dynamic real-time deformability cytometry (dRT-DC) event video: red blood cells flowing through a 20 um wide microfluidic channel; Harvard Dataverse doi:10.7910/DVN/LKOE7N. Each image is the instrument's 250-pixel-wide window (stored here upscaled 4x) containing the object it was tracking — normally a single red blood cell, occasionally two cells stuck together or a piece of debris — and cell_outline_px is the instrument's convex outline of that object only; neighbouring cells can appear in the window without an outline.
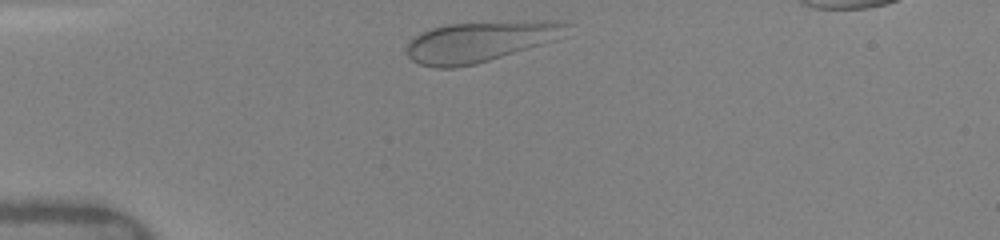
{"species": "human", "species_latin": "Homo sapiens", "temperature_condition": "warm", "stored_images_in_passage": 46, "camera_frame_rate_fps": 3000, "um_per_image_px": 0.085, "donor": {"sex": "female"}, "frame": {"image": 1, "passage_image": 3, "time_ms": 0.333, "image_size_px": [1000, 240], "cell_outline_px": [[572, 24], [556, 40], [476, 64], [456, 68], [436, 68], [420, 64], [412, 60], [408, 56], [408, 44], [420, 32], [432, 28], [448, 24], [532, 20], [564, 20]], "centroid_in_image_um": [40.85, 3.52], "position_along_channel_um": 44.1, "area_um2": 37.86}}
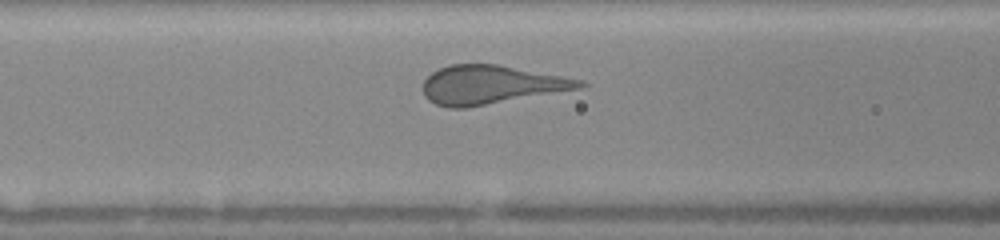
{"frame": {"image": 2, "passage_image": 13, "time_ms": 3.0, "image_size_px": [1000, 240], "cell_outline_px": [[588, 84], [580, 88], [468, 108], [448, 108], [436, 104], [428, 100], [424, 96], [424, 80], [432, 72], [440, 68], [452, 64], [496, 64], [584, 80]], "centroid_in_image_um": [41.72, 7.21], "position_along_channel_um": 124.9, "area_um2": 35.14}}
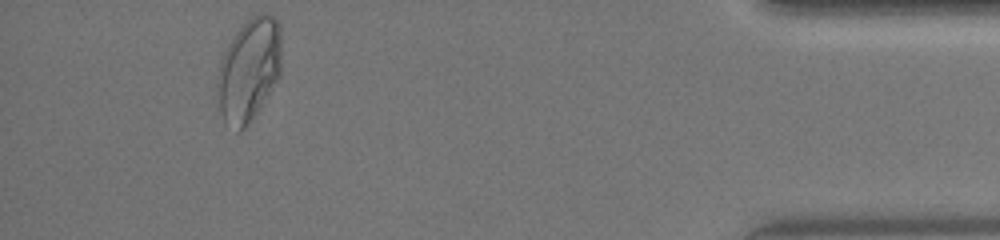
{"frame": {"image": 3, "passage_image": 42, "time_ms": 11.333, "image_size_px": [1000, 240], "cell_outline_px": [[280, 76], [248, 124], [240, 132], [236, 132], [224, 124], [220, 108], [216, 88], [216, 80], [220, 60], [228, 44], [236, 32], [252, 16], [260, 12], [264, 12], [272, 16], [276, 20], [280, 28]], "centroid_in_image_um": [21.13, 5.96], "position_along_channel_um": 414.1, "area_um2": 38.44}}